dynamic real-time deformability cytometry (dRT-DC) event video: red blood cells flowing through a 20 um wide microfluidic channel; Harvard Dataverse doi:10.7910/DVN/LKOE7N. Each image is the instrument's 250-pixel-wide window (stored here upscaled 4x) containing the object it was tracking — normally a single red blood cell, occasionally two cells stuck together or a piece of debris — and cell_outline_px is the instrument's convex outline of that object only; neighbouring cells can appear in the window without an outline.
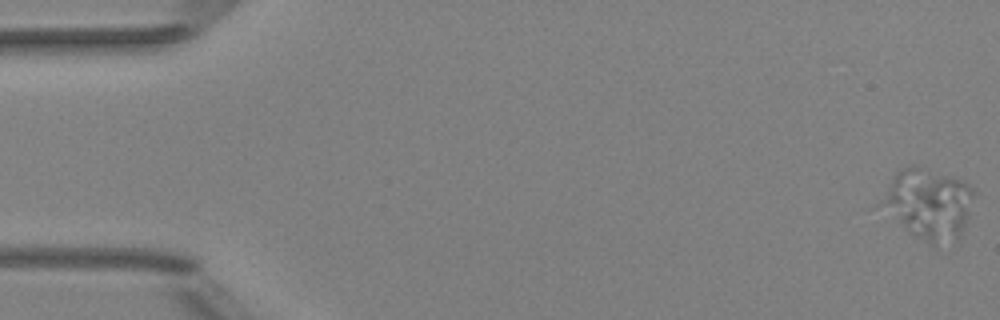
{"species": "Egyptian fruit bat (a non-hibernating species)", "species_latin": "Rousettus aegyptiacus", "temperature_condition": "room temperature", "stored_images_in_passage": 52, "camera_frame_rate_fps": 3000, "um_per_image_px": 0.085, "animal": {"sex": "female"}, "frame": {"image": 1, "passage_image": 1, "time_ms": 0.0, "image_size_px": [1000, 320], "cell_outline_px": [[972, 196], [968, 216], [960, 236], [956, 240], [936, 244], [932, 244], [912, 232], [876, 204], [896, 172], [900, 168], [908, 164], [912, 164], [960, 180], [968, 184], [972, 188]], "centroid_in_image_um": [78.87, 17.28], "position_along_channel_um": 6.1, "area_um2": 37.05}}
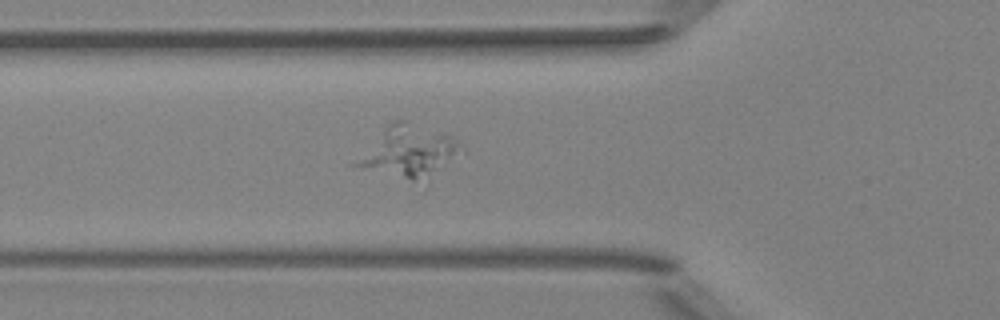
{"frame": {"image": 2, "passage_image": 19, "time_ms": 6.0, "image_size_px": [1000, 320], "cell_outline_px": [[464, 152], [440, 168], [416, 180], [412, 180], [348, 164], [392, 120], [404, 120], [452, 136], [464, 144]], "centroid_in_image_um": [34.71, 12.82], "position_along_channel_um": 91.1, "area_um2": 30.58}}
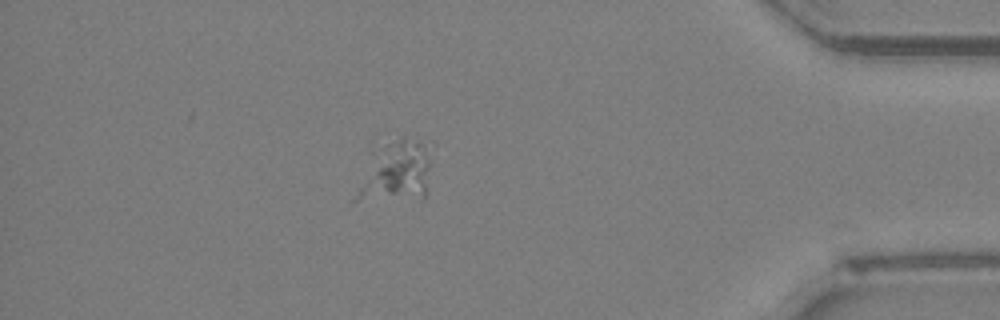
{"frame": {"image": 3, "passage_image": 46, "time_ms": 15.0, "image_size_px": [1000, 320], "cell_outline_px": [[436, 144], [424, 196], [356, 200], [352, 200], [380, 148], [400, 136], [428, 136]], "centroid_in_image_um": [33.91, 14.42], "position_along_channel_um": 401.3, "area_um2": 26.47}}